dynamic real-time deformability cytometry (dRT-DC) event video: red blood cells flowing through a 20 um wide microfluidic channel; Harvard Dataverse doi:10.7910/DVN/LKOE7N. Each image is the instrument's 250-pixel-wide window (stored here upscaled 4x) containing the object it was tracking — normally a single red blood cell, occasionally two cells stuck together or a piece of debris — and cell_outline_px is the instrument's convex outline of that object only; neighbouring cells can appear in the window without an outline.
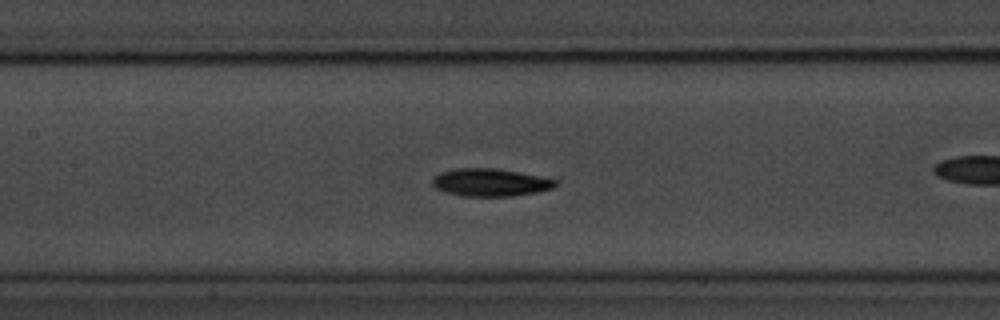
{"species": "common noctule bat (a hibernating species)", "species_latin": "Nyctalus noctula", "temperature_condition": "room temperature", "stored_images_in_passage": 55, "camera_frame_rate_fps": 3000, "um_per_image_px": 0.085, "animal": {"sex": "male", "body_mass_g": 20.1, "forearm_length_mm": 53.5}, "frame": {"image": 1, "passage_image": 24, "time_ms": 7.667, "image_size_px": [1000, 320], "cell_outline_px": [[556, 184], [552, 188], [536, 192], [516, 196], [460, 196], [444, 192], [436, 188], [432, 184], [432, 176], [440, 172], [456, 168], [496, 168], [540, 176], [556, 180]], "centroid_in_image_um": [41.62, 15.51], "position_along_channel_um": 165.8, "area_um2": 19.94}}
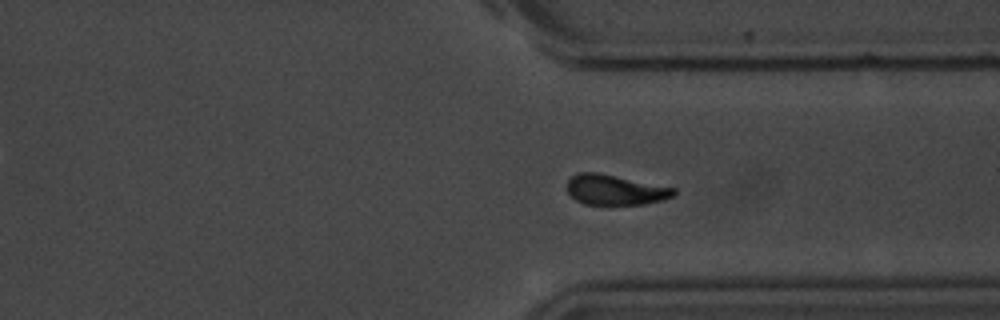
{"frame": {"image": 2, "passage_image": 40, "time_ms": 13.0, "image_size_px": [1000, 320], "cell_outline_px": [[676, 192], [672, 196], [664, 200], [644, 204], [604, 208], [584, 204], [576, 200], [568, 192], [568, 180], [576, 172], [596, 172], [676, 188]], "centroid_in_image_um": [52.27, 16.19], "position_along_channel_um": 359.1, "area_um2": 19.48}}
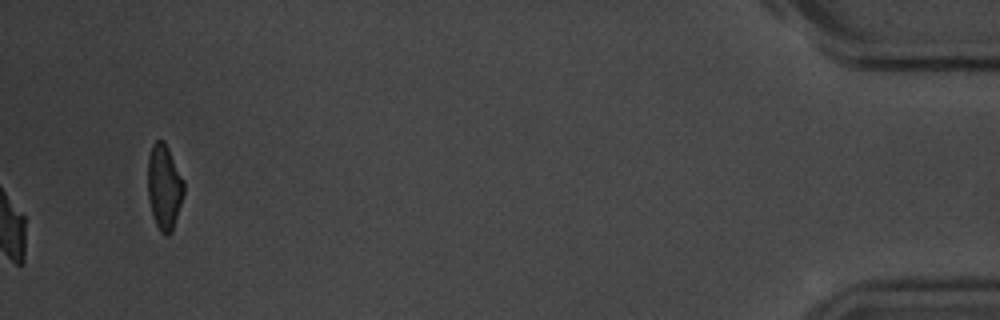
{"frame": {"image": 3, "passage_image": 55, "time_ms": 18.0, "image_size_px": [1000, 320], "cell_outline_px": [[184, 192], [172, 232], [168, 236], [164, 236], [160, 232], [156, 224], [152, 212], [148, 196], [148, 156], [152, 144], [156, 140], [164, 140], [184, 180]], "centroid_in_image_um": [13.96, 15.89], "position_along_channel_um": 421.2, "area_um2": 17.86}, "authors_computed_cell_mechanics": {"area_um2": 19.074, "velocity_mm_per_s": 3.634, "shape_relaxation_time_tau1_ms": 2.7094, "shape_relaxation_time_tau2_ms": 8.104, "deformation_change_tau1": 0.119, "deformation_change_tau2": 0.1431}}